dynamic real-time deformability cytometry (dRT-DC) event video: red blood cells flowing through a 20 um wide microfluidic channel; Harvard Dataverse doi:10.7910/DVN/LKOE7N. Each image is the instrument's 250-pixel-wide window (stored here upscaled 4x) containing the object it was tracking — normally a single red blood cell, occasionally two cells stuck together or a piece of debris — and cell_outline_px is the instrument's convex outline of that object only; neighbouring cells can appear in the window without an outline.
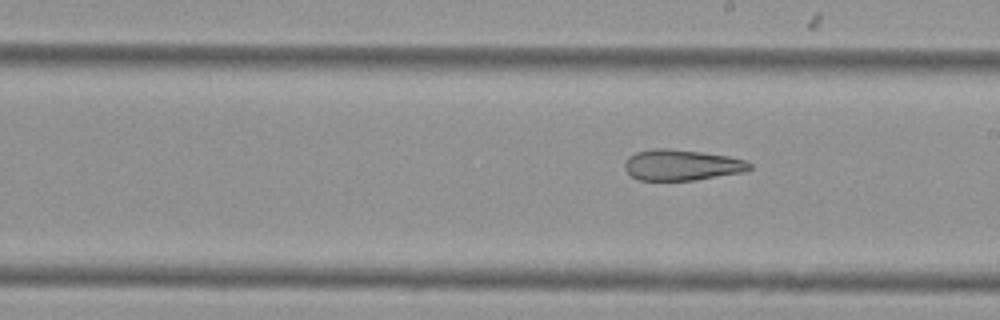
{"species": "Egyptian fruit bat (a non-hibernating species)", "species_latin": "Rousettus aegyptiacus", "temperature_condition": "cold", "stored_images_in_passage": 6, "camera_frame_rate_fps": 3000, "um_per_image_px": 0.085, "animal": {"sex": "female"}, "frame": {"image": 1, "passage_image": 6, "time_ms": 1.667, "image_size_px": [1000, 320], "cell_outline_px": [[752, 168], [744, 172], [696, 180], [636, 180], [624, 168], [624, 164], [628, 156], [636, 152], [652, 148], [668, 148], [700, 152], [728, 156], [744, 160], [752, 164]], "centroid_in_image_um": [57.93, 14.02], "position_along_channel_um": 231.1, "area_um2": 22.54}}